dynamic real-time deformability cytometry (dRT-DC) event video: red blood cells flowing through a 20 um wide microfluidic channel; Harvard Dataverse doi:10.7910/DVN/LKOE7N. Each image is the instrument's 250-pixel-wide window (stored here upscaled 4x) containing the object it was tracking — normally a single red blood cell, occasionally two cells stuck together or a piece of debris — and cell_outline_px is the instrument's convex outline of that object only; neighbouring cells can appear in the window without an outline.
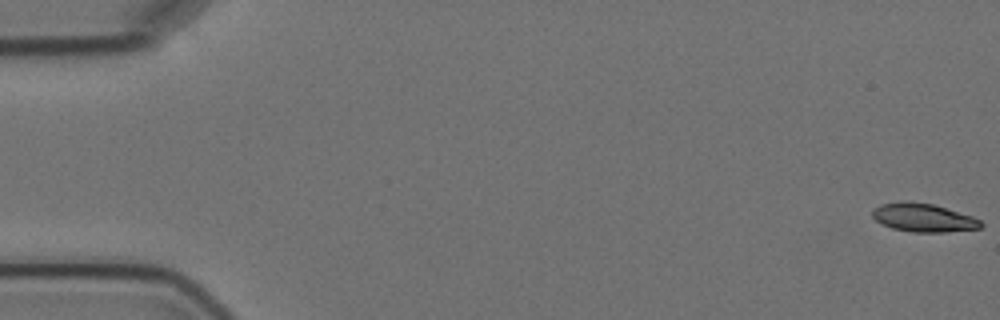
{"species": "Egyptian fruit bat (a non-hibernating species)", "species_latin": "Rousettus aegyptiacus", "temperature_condition": "cold", "stored_images_in_passage": 5, "camera_frame_rate_fps": 3000, "um_per_image_px": 0.085, "animal": {"sex": "female"}, "frame": {"image": 1, "passage_image": 1, "time_ms": 0.0, "image_size_px": [1000, 320], "cell_outline_px": [[984, 224], [980, 228], [948, 232], [912, 232], [892, 228], [876, 220], [872, 216], [872, 208], [880, 204], [932, 204], [972, 216], [980, 220]], "centroid_in_image_um": [78.53, 18.55], "position_along_channel_um": 6.5, "area_um2": 17.22}}
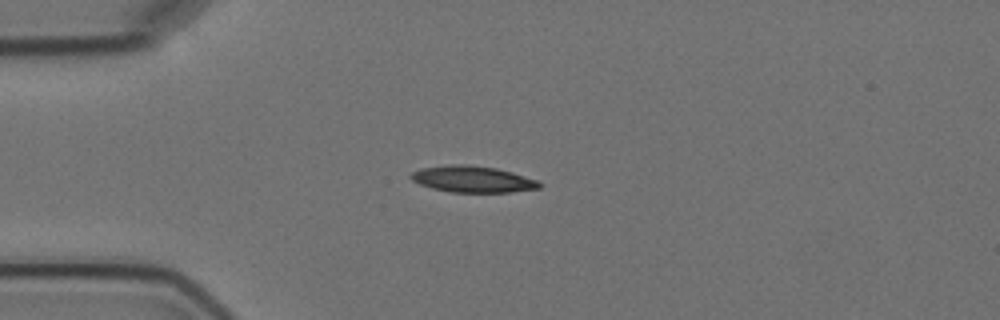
{"frame": {"image": 2, "passage_image": 5, "time_ms": 4.667, "image_size_px": [1000, 320], "cell_outline_px": [[544, 184], [540, 188], [512, 192], [448, 192], [432, 188], [420, 184], [412, 180], [408, 176], [412, 172], [420, 168], [452, 164], [464, 164], [496, 168], [512, 172], [536, 180]], "centroid_in_image_um": [40.16, 15.23], "position_along_channel_um": 44.8, "area_um2": 19.83}}